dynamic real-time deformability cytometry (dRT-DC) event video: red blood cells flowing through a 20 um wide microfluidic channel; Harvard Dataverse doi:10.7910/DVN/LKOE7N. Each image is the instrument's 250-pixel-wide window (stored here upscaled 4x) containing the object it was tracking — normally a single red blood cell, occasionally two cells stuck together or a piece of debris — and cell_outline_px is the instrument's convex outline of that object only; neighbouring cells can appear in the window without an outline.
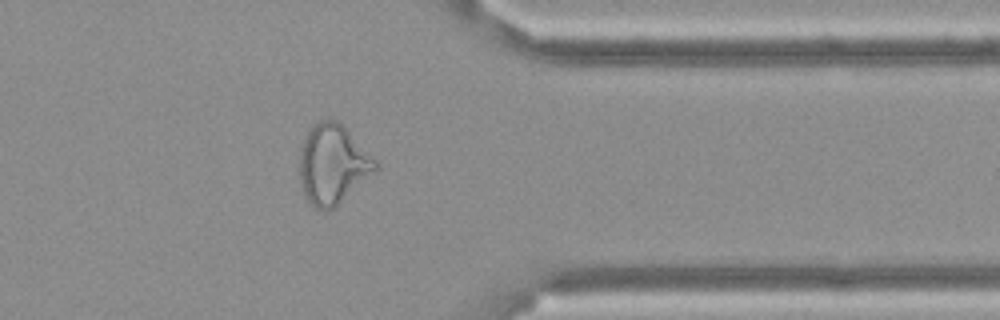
{"species": "Egyptian fruit bat (a non-hibernating species)", "species_latin": "Rousettus aegyptiacus", "temperature_condition": "cold", "stored_images_in_passage": 11, "camera_frame_rate_fps": 3000, "um_per_image_px": 0.085, "frame": {"image": 1, "passage_image": 10, "time_ms": 3.0, "image_size_px": [1000, 320], "cell_outline_px": [[376, 172], [328, 212], [324, 212], [308, 204], [304, 196], [300, 180], [300, 148], [304, 136], [312, 124], [320, 120], [336, 120], [376, 160]], "centroid_in_image_um": [28.23, 14.0], "position_along_channel_um": 383.2, "area_um2": 34.97}}